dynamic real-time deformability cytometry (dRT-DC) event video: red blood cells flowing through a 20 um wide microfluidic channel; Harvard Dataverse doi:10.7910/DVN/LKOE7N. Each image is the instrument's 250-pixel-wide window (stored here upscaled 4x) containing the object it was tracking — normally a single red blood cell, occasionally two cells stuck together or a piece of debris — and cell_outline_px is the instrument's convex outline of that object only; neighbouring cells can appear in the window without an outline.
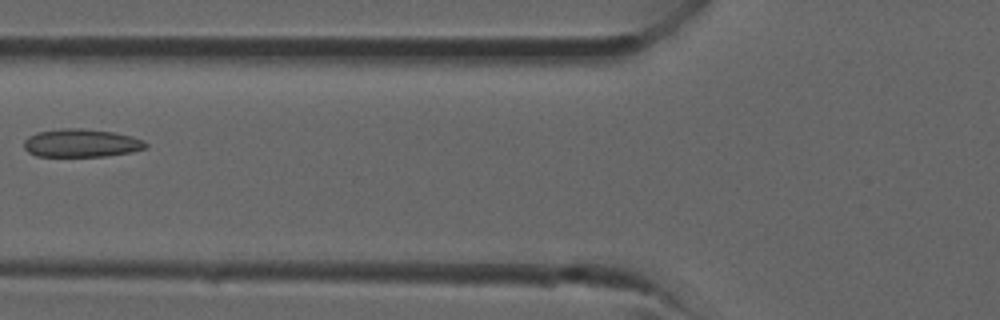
{"species": "common noctule bat (a hibernating species)", "species_latin": "Nyctalus noctula", "temperature_condition": "room temperature", "stored_images_in_passage": 3, "camera_frame_rate_fps": 3000, "um_per_image_px": 0.085, "animal": {"sex": "male", "forearm_length_mm": 52.5}, "frame": {"image": 1, "passage_image": 3, "time_ms": 0.667, "image_size_px": [1000, 320], "cell_outline_px": [[148, 148], [132, 152], [108, 156], [36, 156], [28, 152], [24, 148], [24, 140], [28, 136], [36, 132], [60, 128], [80, 128], [112, 132], [132, 136], [144, 140], [148, 144]], "centroid_in_image_um": [6.92, 12.16], "position_along_channel_um": 118.9, "area_um2": 20.17}}